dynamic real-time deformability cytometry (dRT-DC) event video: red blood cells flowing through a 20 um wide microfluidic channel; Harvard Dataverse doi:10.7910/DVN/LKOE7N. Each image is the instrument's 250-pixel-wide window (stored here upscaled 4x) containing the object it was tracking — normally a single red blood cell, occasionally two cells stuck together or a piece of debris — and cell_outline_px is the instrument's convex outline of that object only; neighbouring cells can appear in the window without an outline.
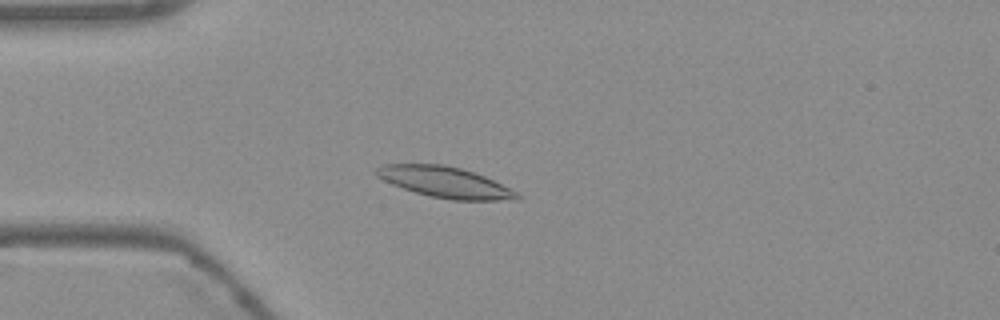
{"species": "Egyptian fruit bat (a non-hibernating species)", "species_latin": "Rousettus aegyptiacus", "temperature_condition": "warm", "stored_images_in_passage": 54, "camera_frame_rate_fps": 3000, "um_per_image_px": 0.085, "frame": {"image": 1, "passage_image": 14, "time_ms": 4.333, "image_size_px": [1000, 320], "cell_outline_px": [[524, 196], [520, 200], [452, 200], [432, 196], [416, 192], [392, 184], [376, 176], [372, 172], [376, 168], [384, 164], [444, 164], [460, 168], [484, 176]], "centroid_in_image_um": [37.82, 15.49], "position_along_channel_um": 47.2, "area_um2": 25.09}}
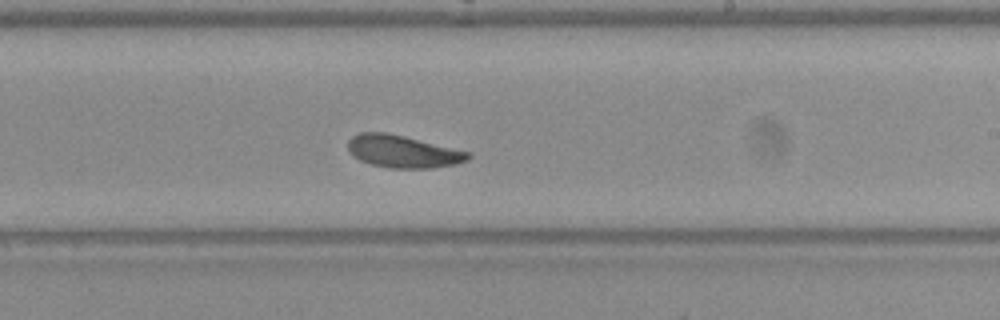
{"frame": {"image": 2, "passage_image": 32, "time_ms": 10.333, "image_size_px": [1000, 320], "cell_outline_px": [[472, 156], [468, 160], [456, 164], [432, 168], [388, 168], [372, 164], [360, 160], [352, 156], [348, 148], [348, 140], [352, 136], [360, 132], [384, 132], [404, 136], [472, 152]], "centroid_in_image_um": [34.27, 12.88], "position_along_channel_um": 254.7, "area_um2": 22.83}}
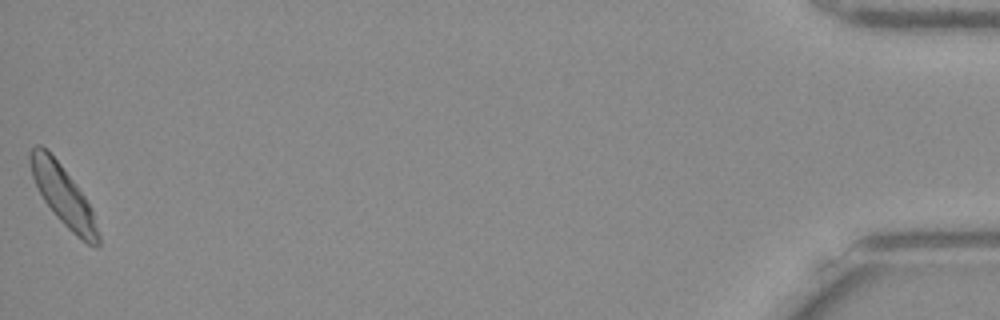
{"frame": {"image": 3, "passage_image": 54, "time_ms": 17.667, "image_size_px": [1000, 320], "cell_outline_px": [[100, 244], [96, 248], [88, 244], [76, 236], [56, 216], [44, 200], [32, 176], [28, 160], [28, 152], [36, 144], [40, 144], [60, 164], [76, 184], [84, 196], [92, 212], [100, 236]], "centroid_in_image_um": [5.36, 16.62], "position_along_channel_um": 429.8, "area_um2": 23.18}, "authors_computed_cell_mechanics": {"area_um2": 23.1489, "velocity_mm_per_s": 3.7205, "shape_relaxation_time_tau1_ms": 3.6686, "shape_relaxation_time_tau2_ms": 3.0152, "deformation_change_tau1": 0.1184, "deformation_change_tau2": 0.095}}